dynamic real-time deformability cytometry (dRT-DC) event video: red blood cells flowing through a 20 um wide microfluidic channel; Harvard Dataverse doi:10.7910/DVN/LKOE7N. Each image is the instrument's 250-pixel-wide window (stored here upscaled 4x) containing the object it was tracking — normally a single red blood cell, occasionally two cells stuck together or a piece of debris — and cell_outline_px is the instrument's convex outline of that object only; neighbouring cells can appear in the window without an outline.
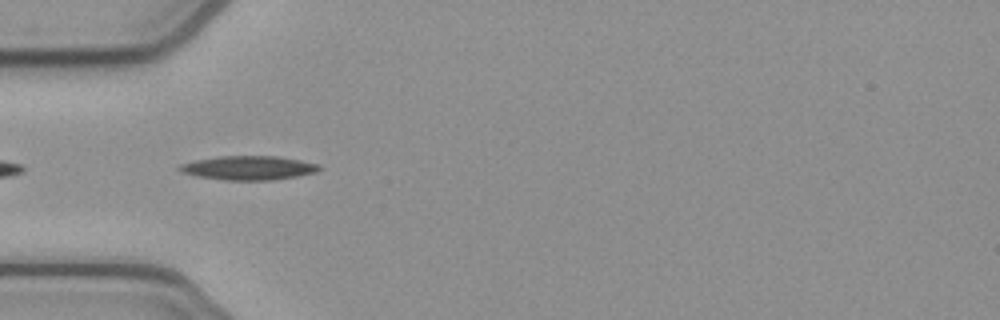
{"species": "common noctule bat (a hibernating species)", "species_latin": "Nyctalus noctula", "temperature_condition": "cold", "stored_images_in_passage": 37, "camera_frame_rate_fps": 3000, "um_per_image_px": 0.085, "animal": {"sex": "female", "body_mass_g": 21.9}, "frame": {"image": 1, "passage_image": 1, "time_ms": 0.0, "image_size_px": [1000, 320], "cell_outline_px": [[320, 168], [316, 172], [296, 176], [272, 180], [224, 180], [196, 176], [180, 172], [176, 168], [180, 164], [196, 160], [220, 156], [276, 156], [300, 160], [320, 164]], "centroid_in_image_um": [21.09, 14.27], "position_along_channel_um": 63.9, "area_um2": 19.54}}
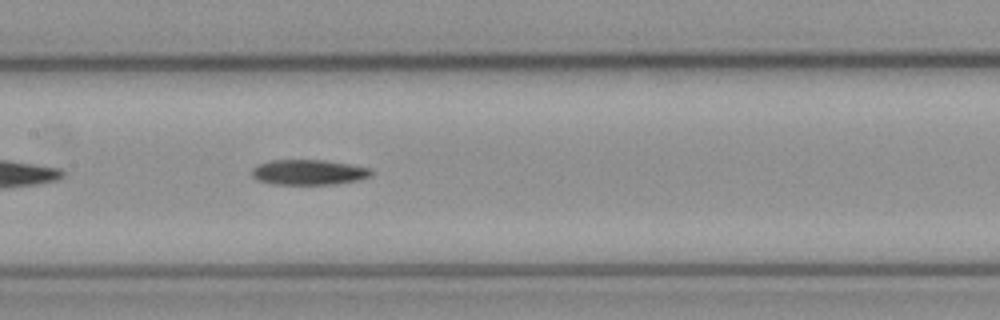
{"frame": {"image": 2, "passage_image": 10, "time_ms": 3.0, "image_size_px": [1000, 320], "cell_outline_px": [[376, 172], [372, 176], [360, 180], [336, 184], [272, 184], [256, 180], [252, 176], [252, 168], [256, 164], [272, 160], [324, 160], [372, 168]], "centroid_in_image_um": [26.27, 14.64], "position_along_channel_um": 181.1, "area_um2": 17.86}}
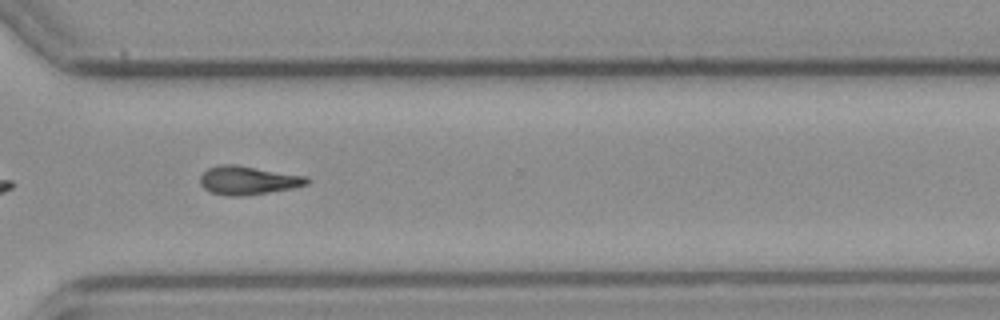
{"frame": {"image": 3, "passage_image": 23, "time_ms": 7.333, "image_size_px": [1000, 320], "cell_outline_px": [[312, 180], [308, 184], [292, 188], [244, 196], [224, 196], [212, 192], [204, 188], [200, 184], [200, 176], [208, 168], [220, 164], [236, 164], [308, 176]], "centroid_in_image_um": [21.1, 15.32], "position_along_channel_um": 349.5, "area_um2": 17.98}, "authors_computed_cell_mechanics": {"area_um2": 17.3978, "velocity_mm_per_s": 3.8995, "shape_relaxation_time_tau1_ms": 9.4836, "shape_relaxation_time_tau2_ms": null, "deformation_change_tau1": 0.2101, "deformation_change_tau2": null}}